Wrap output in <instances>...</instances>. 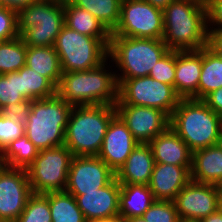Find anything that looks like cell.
Here are the masks:
<instances>
[{
	"label": "cell",
	"mask_w": 222,
	"mask_h": 222,
	"mask_svg": "<svg viewBox=\"0 0 222 222\" xmlns=\"http://www.w3.org/2000/svg\"><path fill=\"white\" fill-rule=\"evenodd\" d=\"M72 107L58 94L29 101L22 112L25 135L39 150L63 146Z\"/></svg>",
	"instance_id": "obj_1"
},
{
	"label": "cell",
	"mask_w": 222,
	"mask_h": 222,
	"mask_svg": "<svg viewBox=\"0 0 222 222\" xmlns=\"http://www.w3.org/2000/svg\"><path fill=\"white\" fill-rule=\"evenodd\" d=\"M116 115L115 105L73 106L64 145L73 156H97L109 124Z\"/></svg>",
	"instance_id": "obj_2"
},
{
	"label": "cell",
	"mask_w": 222,
	"mask_h": 222,
	"mask_svg": "<svg viewBox=\"0 0 222 222\" xmlns=\"http://www.w3.org/2000/svg\"><path fill=\"white\" fill-rule=\"evenodd\" d=\"M106 63L90 70L64 72L57 94L72 106L115 105L119 87L117 71L106 70Z\"/></svg>",
	"instance_id": "obj_3"
},
{
	"label": "cell",
	"mask_w": 222,
	"mask_h": 222,
	"mask_svg": "<svg viewBox=\"0 0 222 222\" xmlns=\"http://www.w3.org/2000/svg\"><path fill=\"white\" fill-rule=\"evenodd\" d=\"M163 11V42L170 50H199L207 46L206 9L174 0Z\"/></svg>",
	"instance_id": "obj_4"
},
{
	"label": "cell",
	"mask_w": 222,
	"mask_h": 222,
	"mask_svg": "<svg viewBox=\"0 0 222 222\" xmlns=\"http://www.w3.org/2000/svg\"><path fill=\"white\" fill-rule=\"evenodd\" d=\"M170 127L192 152L222 142V117L202 100L180 99Z\"/></svg>",
	"instance_id": "obj_5"
},
{
	"label": "cell",
	"mask_w": 222,
	"mask_h": 222,
	"mask_svg": "<svg viewBox=\"0 0 222 222\" xmlns=\"http://www.w3.org/2000/svg\"><path fill=\"white\" fill-rule=\"evenodd\" d=\"M169 50L162 39L110 36L108 58L121 72L117 80H126L148 76Z\"/></svg>",
	"instance_id": "obj_6"
},
{
	"label": "cell",
	"mask_w": 222,
	"mask_h": 222,
	"mask_svg": "<svg viewBox=\"0 0 222 222\" xmlns=\"http://www.w3.org/2000/svg\"><path fill=\"white\" fill-rule=\"evenodd\" d=\"M18 33L27 46H53L64 24V0H36L17 12Z\"/></svg>",
	"instance_id": "obj_7"
},
{
	"label": "cell",
	"mask_w": 222,
	"mask_h": 222,
	"mask_svg": "<svg viewBox=\"0 0 222 222\" xmlns=\"http://www.w3.org/2000/svg\"><path fill=\"white\" fill-rule=\"evenodd\" d=\"M53 46L63 73L90 70L108 61L109 47L102 40L83 35L65 25Z\"/></svg>",
	"instance_id": "obj_8"
},
{
	"label": "cell",
	"mask_w": 222,
	"mask_h": 222,
	"mask_svg": "<svg viewBox=\"0 0 222 222\" xmlns=\"http://www.w3.org/2000/svg\"><path fill=\"white\" fill-rule=\"evenodd\" d=\"M72 158L73 154L65 145L39 150L38 156L26 169L32 192L65 191Z\"/></svg>",
	"instance_id": "obj_9"
},
{
	"label": "cell",
	"mask_w": 222,
	"mask_h": 222,
	"mask_svg": "<svg viewBox=\"0 0 222 222\" xmlns=\"http://www.w3.org/2000/svg\"><path fill=\"white\" fill-rule=\"evenodd\" d=\"M118 81V100L116 104H130L157 108L171 117L181 99L174 87L144 76Z\"/></svg>",
	"instance_id": "obj_10"
},
{
	"label": "cell",
	"mask_w": 222,
	"mask_h": 222,
	"mask_svg": "<svg viewBox=\"0 0 222 222\" xmlns=\"http://www.w3.org/2000/svg\"><path fill=\"white\" fill-rule=\"evenodd\" d=\"M163 11L145 0H122L120 18L111 36L163 39Z\"/></svg>",
	"instance_id": "obj_11"
},
{
	"label": "cell",
	"mask_w": 222,
	"mask_h": 222,
	"mask_svg": "<svg viewBox=\"0 0 222 222\" xmlns=\"http://www.w3.org/2000/svg\"><path fill=\"white\" fill-rule=\"evenodd\" d=\"M32 194L26 169L0 167L1 222H16Z\"/></svg>",
	"instance_id": "obj_12"
},
{
	"label": "cell",
	"mask_w": 222,
	"mask_h": 222,
	"mask_svg": "<svg viewBox=\"0 0 222 222\" xmlns=\"http://www.w3.org/2000/svg\"><path fill=\"white\" fill-rule=\"evenodd\" d=\"M115 172L98 156H73L65 191L75 198L108 185Z\"/></svg>",
	"instance_id": "obj_13"
},
{
	"label": "cell",
	"mask_w": 222,
	"mask_h": 222,
	"mask_svg": "<svg viewBox=\"0 0 222 222\" xmlns=\"http://www.w3.org/2000/svg\"><path fill=\"white\" fill-rule=\"evenodd\" d=\"M115 108L138 143L149 144L170 126V117L157 108L130 104H115Z\"/></svg>",
	"instance_id": "obj_14"
},
{
	"label": "cell",
	"mask_w": 222,
	"mask_h": 222,
	"mask_svg": "<svg viewBox=\"0 0 222 222\" xmlns=\"http://www.w3.org/2000/svg\"><path fill=\"white\" fill-rule=\"evenodd\" d=\"M219 192L214 184L190 180L173 200L180 220L200 221L219 208Z\"/></svg>",
	"instance_id": "obj_15"
},
{
	"label": "cell",
	"mask_w": 222,
	"mask_h": 222,
	"mask_svg": "<svg viewBox=\"0 0 222 222\" xmlns=\"http://www.w3.org/2000/svg\"><path fill=\"white\" fill-rule=\"evenodd\" d=\"M137 144L126 124L116 115L109 124L97 156L116 173Z\"/></svg>",
	"instance_id": "obj_16"
},
{
	"label": "cell",
	"mask_w": 222,
	"mask_h": 222,
	"mask_svg": "<svg viewBox=\"0 0 222 222\" xmlns=\"http://www.w3.org/2000/svg\"><path fill=\"white\" fill-rule=\"evenodd\" d=\"M121 184L114 178L108 185L78 195L76 201L87 222L119 216Z\"/></svg>",
	"instance_id": "obj_17"
},
{
	"label": "cell",
	"mask_w": 222,
	"mask_h": 222,
	"mask_svg": "<svg viewBox=\"0 0 222 222\" xmlns=\"http://www.w3.org/2000/svg\"><path fill=\"white\" fill-rule=\"evenodd\" d=\"M202 68V48L175 50L174 90L181 99H196Z\"/></svg>",
	"instance_id": "obj_18"
},
{
	"label": "cell",
	"mask_w": 222,
	"mask_h": 222,
	"mask_svg": "<svg viewBox=\"0 0 222 222\" xmlns=\"http://www.w3.org/2000/svg\"><path fill=\"white\" fill-rule=\"evenodd\" d=\"M190 180L185 166L155 163L148 186L155 200L173 201Z\"/></svg>",
	"instance_id": "obj_19"
},
{
	"label": "cell",
	"mask_w": 222,
	"mask_h": 222,
	"mask_svg": "<svg viewBox=\"0 0 222 222\" xmlns=\"http://www.w3.org/2000/svg\"><path fill=\"white\" fill-rule=\"evenodd\" d=\"M155 163L185 166L189 171L192 165V151L169 126L150 143Z\"/></svg>",
	"instance_id": "obj_20"
},
{
	"label": "cell",
	"mask_w": 222,
	"mask_h": 222,
	"mask_svg": "<svg viewBox=\"0 0 222 222\" xmlns=\"http://www.w3.org/2000/svg\"><path fill=\"white\" fill-rule=\"evenodd\" d=\"M155 160L149 144L138 143L115 173L120 184L149 185Z\"/></svg>",
	"instance_id": "obj_21"
},
{
	"label": "cell",
	"mask_w": 222,
	"mask_h": 222,
	"mask_svg": "<svg viewBox=\"0 0 222 222\" xmlns=\"http://www.w3.org/2000/svg\"><path fill=\"white\" fill-rule=\"evenodd\" d=\"M191 180L216 184L222 177V142L192 152Z\"/></svg>",
	"instance_id": "obj_22"
},
{
	"label": "cell",
	"mask_w": 222,
	"mask_h": 222,
	"mask_svg": "<svg viewBox=\"0 0 222 222\" xmlns=\"http://www.w3.org/2000/svg\"><path fill=\"white\" fill-rule=\"evenodd\" d=\"M64 24L83 35L99 38L109 47L111 33L89 11L69 0H64Z\"/></svg>",
	"instance_id": "obj_23"
},
{
	"label": "cell",
	"mask_w": 222,
	"mask_h": 222,
	"mask_svg": "<svg viewBox=\"0 0 222 222\" xmlns=\"http://www.w3.org/2000/svg\"><path fill=\"white\" fill-rule=\"evenodd\" d=\"M155 201L148 185L121 184L119 193V216L128 218L143 216Z\"/></svg>",
	"instance_id": "obj_24"
},
{
	"label": "cell",
	"mask_w": 222,
	"mask_h": 222,
	"mask_svg": "<svg viewBox=\"0 0 222 222\" xmlns=\"http://www.w3.org/2000/svg\"><path fill=\"white\" fill-rule=\"evenodd\" d=\"M26 66L58 87L63 72L54 46H27Z\"/></svg>",
	"instance_id": "obj_25"
},
{
	"label": "cell",
	"mask_w": 222,
	"mask_h": 222,
	"mask_svg": "<svg viewBox=\"0 0 222 222\" xmlns=\"http://www.w3.org/2000/svg\"><path fill=\"white\" fill-rule=\"evenodd\" d=\"M222 87V57L207 46L202 48V68L197 90V100Z\"/></svg>",
	"instance_id": "obj_26"
},
{
	"label": "cell",
	"mask_w": 222,
	"mask_h": 222,
	"mask_svg": "<svg viewBox=\"0 0 222 222\" xmlns=\"http://www.w3.org/2000/svg\"><path fill=\"white\" fill-rule=\"evenodd\" d=\"M39 149L24 134L11 141L0 152L2 165L27 169L38 156Z\"/></svg>",
	"instance_id": "obj_27"
},
{
	"label": "cell",
	"mask_w": 222,
	"mask_h": 222,
	"mask_svg": "<svg viewBox=\"0 0 222 222\" xmlns=\"http://www.w3.org/2000/svg\"><path fill=\"white\" fill-rule=\"evenodd\" d=\"M44 195L49 200L52 222H87L72 194L57 191Z\"/></svg>",
	"instance_id": "obj_28"
},
{
	"label": "cell",
	"mask_w": 222,
	"mask_h": 222,
	"mask_svg": "<svg viewBox=\"0 0 222 222\" xmlns=\"http://www.w3.org/2000/svg\"><path fill=\"white\" fill-rule=\"evenodd\" d=\"M27 105L21 94L20 73L0 74V112L22 113Z\"/></svg>",
	"instance_id": "obj_29"
},
{
	"label": "cell",
	"mask_w": 222,
	"mask_h": 222,
	"mask_svg": "<svg viewBox=\"0 0 222 222\" xmlns=\"http://www.w3.org/2000/svg\"><path fill=\"white\" fill-rule=\"evenodd\" d=\"M18 72L20 73L21 94L28 102L50 98L57 94V87L35 70L25 65Z\"/></svg>",
	"instance_id": "obj_30"
},
{
	"label": "cell",
	"mask_w": 222,
	"mask_h": 222,
	"mask_svg": "<svg viewBox=\"0 0 222 222\" xmlns=\"http://www.w3.org/2000/svg\"><path fill=\"white\" fill-rule=\"evenodd\" d=\"M75 6L89 11L111 33L120 18L122 0H69Z\"/></svg>",
	"instance_id": "obj_31"
},
{
	"label": "cell",
	"mask_w": 222,
	"mask_h": 222,
	"mask_svg": "<svg viewBox=\"0 0 222 222\" xmlns=\"http://www.w3.org/2000/svg\"><path fill=\"white\" fill-rule=\"evenodd\" d=\"M27 45L20 36L0 42V74L19 71L26 65Z\"/></svg>",
	"instance_id": "obj_32"
},
{
	"label": "cell",
	"mask_w": 222,
	"mask_h": 222,
	"mask_svg": "<svg viewBox=\"0 0 222 222\" xmlns=\"http://www.w3.org/2000/svg\"><path fill=\"white\" fill-rule=\"evenodd\" d=\"M16 222H52L48 198L33 193Z\"/></svg>",
	"instance_id": "obj_33"
},
{
	"label": "cell",
	"mask_w": 222,
	"mask_h": 222,
	"mask_svg": "<svg viewBox=\"0 0 222 222\" xmlns=\"http://www.w3.org/2000/svg\"><path fill=\"white\" fill-rule=\"evenodd\" d=\"M25 134L22 113L0 112V152L11 141Z\"/></svg>",
	"instance_id": "obj_34"
},
{
	"label": "cell",
	"mask_w": 222,
	"mask_h": 222,
	"mask_svg": "<svg viewBox=\"0 0 222 222\" xmlns=\"http://www.w3.org/2000/svg\"><path fill=\"white\" fill-rule=\"evenodd\" d=\"M147 222H180L173 201L155 200L143 214Z\"/></svg>",
	"instance_id": "obj_35"
},
{
	"label": "cell",
	"mask_w": 222,
	"mask_h": 222,
	"mask_svg": "<svg viewBox=\"0 0 222 222\" xmlns=\"http://www.w3.org/2000/svg\"><path fill=\"white\" fill-rule=\"evenodd\" d=\"M149 76L153 79L174 87L175 80V50H169L155 66Z\"/></svg>",
	"instance_id": "obj_36"
},
{
	"label": "cell",
	"mask_w": 222,
	"mask_h": 222,
	"mask_svg": "<svg viewBox=\"0 0 222 222\" xmlns=\"http://www.w3.org/2000/svg\"><path fill=\"white\" fill-rule=\"evenodd\" d=\"M19 36L17 12L0 7V42L7 41Z\"/></svg>",
	"instance_id": "obj_37"
},
{
	"label": "cell",
	"mask_w": 222,
	"mask_h": 222,
	"mask_svg": "<svg viewBox=\"0 0 222 222\" xmlns=\"http://www.w3.org/2000/svg\"><path fill=\"white\" fill-rule=\"evenodd\" d=\"M206 18L207 31L222 30V0L211 1L209 6L206 8Z\"/></svg>",
	"instance_id": "obj_38"
},
{
	"label": "cell",
	"mask_w": 222,
	"mask_h": 222,
	"mask_svg": "<svg viewBox=\"0 0 222 222\" xmlns=\"http://www.w3.org/2000/svg\"><path fill=\"white\" fill-rule=\"evenodd\" d=\"M213 112L222 117V87L209 93L202 100Z\"/></svg>",
	"instance_id": "obj_39"
},
{
	"label": "cell",
	"mask_w": 222,
	"mask_h": 222,
	"mask_svg": "<svg viewBox=\"0 0 222 222\" xmlns=\"http://www.w3.org/2000/svg\"><path fill=\"white\" fill-rule=\"evenodd\" d=\"M207 47L222 57V30L208 31Z\"/></svg>",
	"instance_id": "obj_40"
},
{
	"label": "cell",
	"mask_w": 222,
	"mask_h": 222,
	"mask_svg": "<svg viewBox=\"0 0 222 222\" xmlns=\"http://www.w3.org/2000/svg\"><path fill=\"white\" fill-rule=\"evenodd\" d=\"M36 0H0V4L3 7L12 9L18 12L22 8H26Z\"/></svg>",
	"instance_id": "obj_41"
},
{
	"label": "cell",
	"mask_w": 222,
	"mask_h": 222,
	"mask_svg": "<svg viewBox=\"0 0 222 222\" xmlns=\"http://www.w3.org/2000/svg\"><path fill=\"white\" fill-rule=\"evenodd\" d=\"M200 222H222V212L218 209L215 213L201 219Z\"/></svg>",
	"instance_id": "obj_42"
},
{
	"label": "cell",
	"mask_w": 222,
	"mask_h": 222,
	"mask_svg": "<svg viewBox=\"0 0 222 222\" xmlns=\"http://www.w3.org/2000/svg\"><path fill=\"white\" fill-rule=\"evenodd\" d=\"M154 7L165 9L174 0H145Z\"/></svg>",
	"instance_id": "obj_43"
},
{
	"label": "cell",
	"mask_w": 222,
	"mask_h": 222,
	"mask_svg": "<svg viewBox=\"0 0 222 222\" xmlns=\"http://www.w3.org/2000/svg\"><path fill=\"white\" fill-rule=\"evenodd\" d=\"M89 222H125V221L120 216H116L109 219L92 220Z\"/></svg>",
	"instance_id": "obj_44"
},
{
	"label": "cell",
	"mask_w": 222,
	"mask_h": 222,
	"mask_svg": "<svg viewBox=\"0 0 222 222\" xmlns=\"http://www.w3.org/2000/svg\"><path fill=\"white\" fill-rule=\"evenodd\" d=\"M192 3H195L203 8H207L209 6V4L211 3L212 0H186Z\"/></svg>",
	"instance_id": "obj_45"
},
{
	"label": "cell",
	"mask_w": 222,
	"mask_h": 222,
	"mask_svg": "<svg viewBox=\"0 0 222 222\" xmlns=\"http://www.w3.org/2000/svg\"><path fill=\"white\" fill-rule=\"evenodd\" d=\"M125 222H147L143 216H139V217H133V218H128L125 220Z\"/></svg>",
	"instance_id": "obj_46"
},
{
	"label": "cell",
	"mask_w": 222,
	"mask_h": 222,
	"mask_svg": "<svg viewBox=\"0 0 222 222\" xmlns=\"http://www.w3.org/2000/svg\"><path fill=\"white\" fill-rule=\"evenodd\" d=\"M215 187L217 188V191L219 192L220 196L222 197V177L218 180V182L215 184Z\"/></svg>",
	"instance_id": "obj_47"
},
{
	"label": "cell",
	"mask_w": 222,
	"mask_h": 222,
	"mask_svg": "<svg viewBox=\"0 0 222 222\" xmlns=\"http://www.w3.org/2000/svg\"><path fill=\"white\" fill-rule=\"evenodd\" d=\"M218 209L222 212V197H219V208Z\"/></svg>",
	"instance_id": "obj_48"
},
{
	"label": "cell",
	"mask_w": 222,
	"mask_h": 222,
	"mask_svg": "<svg viewBox=\"0 0 222 222\" xmlns=\"http://www.w3.org/2000/svg\"><path fill=\"white\" fill-rule=\"evenodd\" d=\"M180 222H200V221H195V220H180Z\"/></svg>",
	"instance_id": "obj_49"
}]
</instances>
